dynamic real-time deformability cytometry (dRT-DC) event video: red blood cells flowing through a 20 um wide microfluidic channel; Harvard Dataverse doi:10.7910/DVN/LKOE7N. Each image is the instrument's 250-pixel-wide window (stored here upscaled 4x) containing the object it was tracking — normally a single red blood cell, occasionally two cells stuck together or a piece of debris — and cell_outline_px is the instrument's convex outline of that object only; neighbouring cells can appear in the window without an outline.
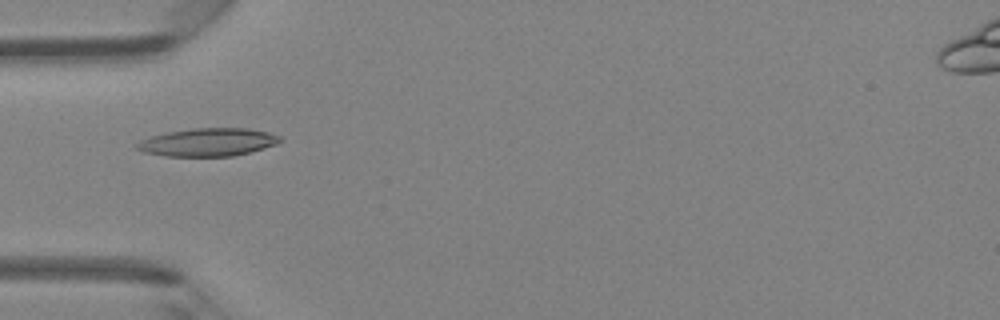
{"species": "Egyptian fruit bat (a non-hibernating species)", "species_latin": "Rousettus aegyptiacus", "temperature_condition": "room temperature", "stored_images_in_passage": 48, "camera_frame_rate_fps": 3000, "um_per_image_px": 0.085, "animal": {"sex": "female"}, "frame": {"image": 1, "passage_image": 16, "time_ms": 5.0, "image_size_px": [1000, 320], "cell_outline_px": [[280, 140], [276, 144], [264, 148], [232, 156], [164, 156], [144, 152], [136, 148], [136, 144], [140, 140], [152, 136], [168, 132], [192, 128], [248, 128], [268, 132], [280, 136]], "centroid_in_image_um": [17.66, 12.08], "position_along_channel_um": 67.3, "area_um2": 23.18}}
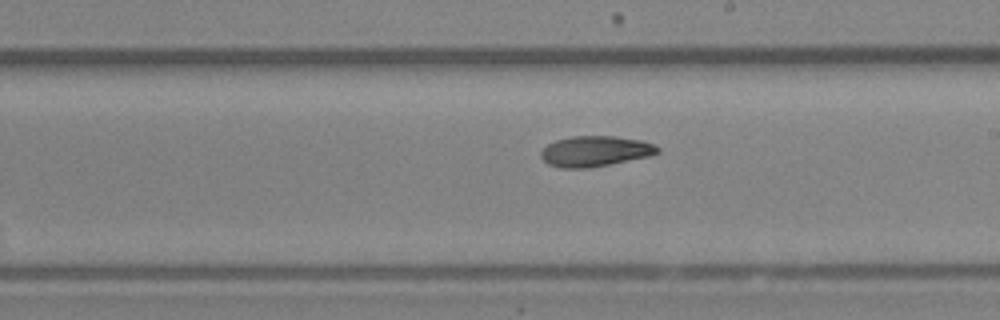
{"frame": {"image": 2, "passage_image": 28, "time_ms": 9.0, "image_size_px": [1000, 320], "cell_outline_px": [[660, 152], [648, 156], [588, 168], [560, 168], [548, 164], [540, 156], [540, 152], [548, 144], [556, 140], [572, 136], [616, 136], [640, 140], [652, 144], [660, 148]], "centroid_in_image_um": [50.56, 12.85], "position_along_channel_um": 238.4, "area_um2": 20.58}}
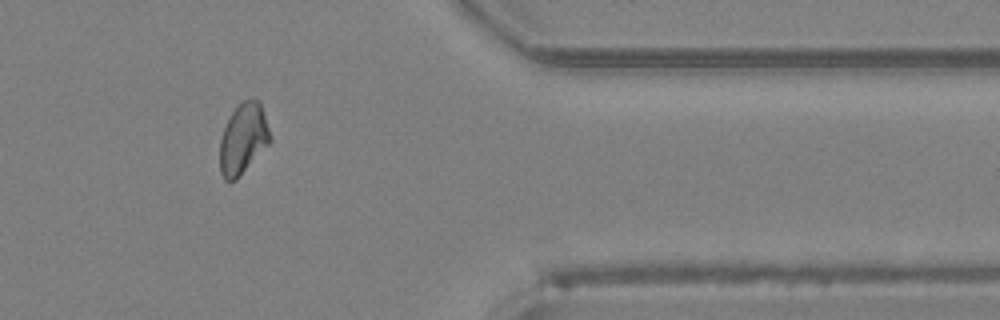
{"frame": {"image": 3, "passage_image": 40, "time_ms": 13.0, "image_size_px": [1000, 320], "cell_outline_px": [[272, 140], [236, 180], [224, 180], [220, 172], [220, 140], [224, 128], [232, 112], [240, 100], [260, 100], [272, 136]], "centroid_in_image_um": [20.68, 11.78], "position_along_channel_um": 390.7, "area_um2": 20.69}, "authors_computed_cell_mechanics": {"area_um2": 21.0681, "velocity_mm_per_s": 4.2974, "shape_relaxation_time_tau1_ms": 10.4067, "shape_relaxation_time_tau2_ms": 6.8802, "deformation_change_tau1": 0.2116, "deformation_change_tau2": 0.1301}}